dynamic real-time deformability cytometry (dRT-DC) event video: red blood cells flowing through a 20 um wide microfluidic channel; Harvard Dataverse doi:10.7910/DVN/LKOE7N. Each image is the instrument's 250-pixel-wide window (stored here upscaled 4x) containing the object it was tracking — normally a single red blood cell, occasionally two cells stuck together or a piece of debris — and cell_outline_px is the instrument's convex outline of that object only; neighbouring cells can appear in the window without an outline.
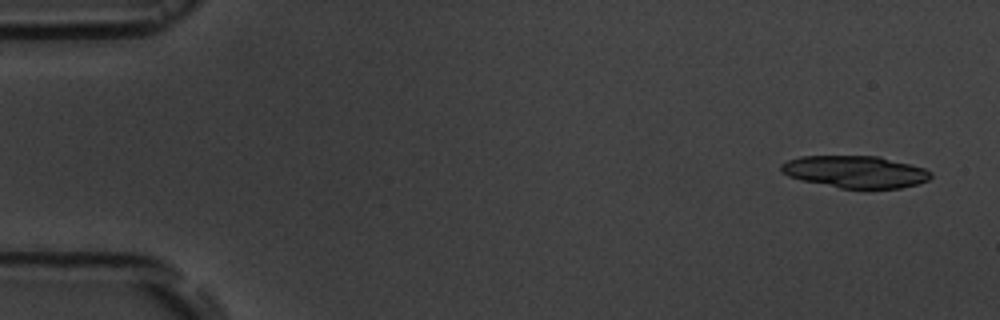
{"species": "common noctule bat (a hibernating species)", "species_latin": "Nyctalus noctula", "temperature_condition": "room temperature", "stored_images_in_passage": 4, "camera_frame_rate_fps": 3000, "um_per_image_px": 0.085, "animal": {"sex": "male", "body_mass_g": 19.5, "forearm_length_mm": 54.6}, "frame": {"image": 1, "passage_image": 1, "time_ms": 0.0, "image_size_px": [1000, 320], "cell_outline_px": [[932, 176], [928, 180], [916, 184], [900, 188], [840, 188], [800, 180], [788, 176], [780, 172], [780, 164], [788, 160], [800, 156], [880, 156], [924, 168], [932, 172]], "centroid_in_image_um": [72.67, 14.59], "position_along_channel_um": 12.3, "area_um2": 28.03}}